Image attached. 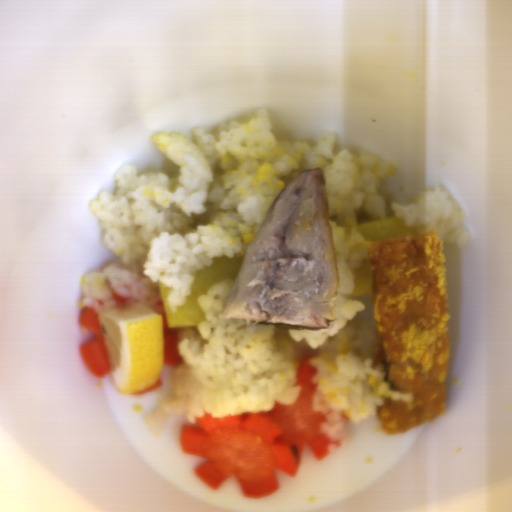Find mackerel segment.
I'll list each match as a JSON object with an SVG mask.
<instances>
[{"instance_id": "1", "label": "mackerel segment", "mask_w": 512, "mask_h": 512, "mask_svg": "<svg viewBox=\"0 0 512 512\" xmlns=\"http://www.w3.org/2000/svg\"><path fill=\"white\" fill-rule=\"evenodd\" d=\"M340 296L325 175L322 167L310 168L274 200L247 248L221 318L328 329Z\"/></svg>"}]
</instances>
